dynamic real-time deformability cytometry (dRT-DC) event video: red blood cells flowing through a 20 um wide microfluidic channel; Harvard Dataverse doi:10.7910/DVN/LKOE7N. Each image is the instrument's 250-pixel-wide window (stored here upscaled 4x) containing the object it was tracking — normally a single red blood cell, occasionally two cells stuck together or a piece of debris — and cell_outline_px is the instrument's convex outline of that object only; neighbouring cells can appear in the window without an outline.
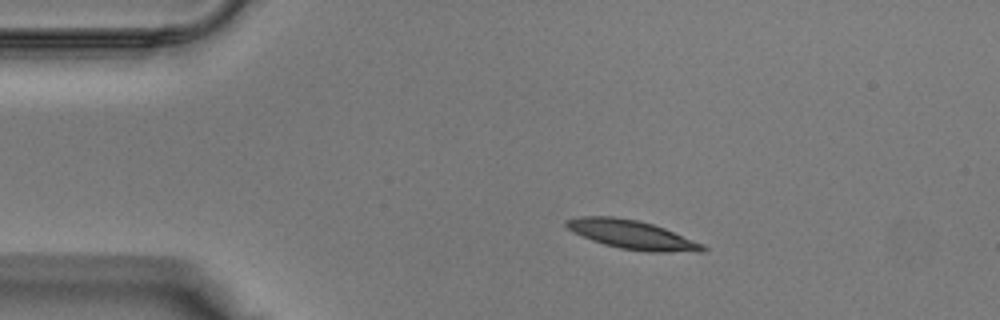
{"species": "Egyptian fruit bat (a non-hibernating species)", "species_latin": "Rousettus aegyptiacus", "temperature_condition": "warm", "stored_images_in_passage": 39, "camera_frame_rate_fps": 3000, "um_per_image_px": 0.085, "animal": {"sex": "male"}, "frame": {"image": 1, "passage_image": 7, "time_ms": 2.0, "image_size_px": [1000, 320], "cell_outline_px": [[708, 248], [700, 252], [648, 252], [620, 248], [604, 244], [592, 240], [568, 228], [564, 224], [564, 220], [580, 216], [612, 216], [636, 220], [652, 224], [664, 228], [704, 244]], "centroid_in_image_um": [53.75, 19.95], "position_along_channel_um": 31.3, "area_um2": 22.72}}
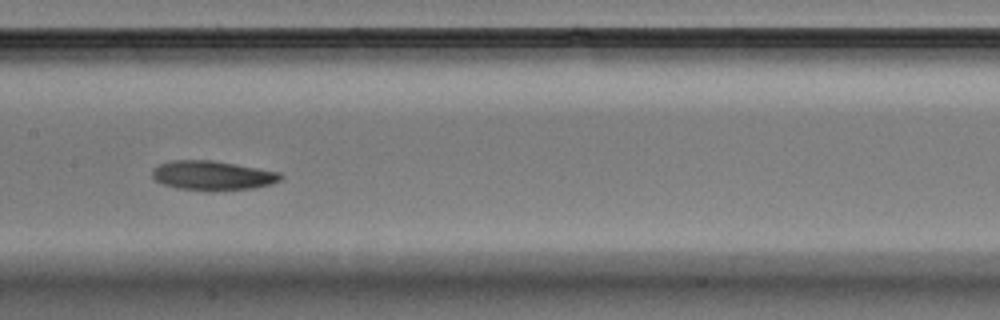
{"frame": {"image": 2, "passage_image": 19, "time_ms": 6.0, "image_size_px": [1000, 320], "cell_outline_px": [[284, 176], [280, 180], [272, 184], [252, 188], [212, 192], [204, 192], [176, 188], [164, 184], [156, 180], [152, 176], [152, 172], [160, 164], [172, 160], [212, 160], [236, 164], [280, 172]], "centroid_in_image_um": [18.09, 14.94], "position_along_channel_um": 189.3, "area_um2": 22.25}}
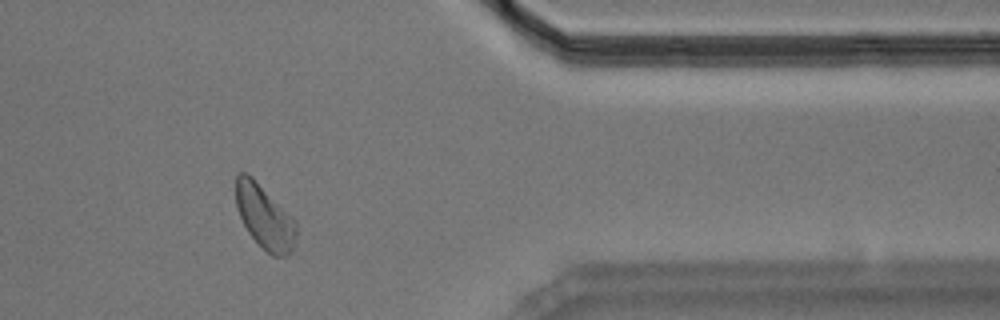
{"frame": {"image": 3, "passage_image": 32, "time_ms": 10.333, "image_size_px": [1000, 320], "cell_outline_px": [[296, 236], [292, 252], [288, 256], [272, 256], [248, 232], [236, 208], [236, 172], [248, 172], [296, 220]], "centroid_in_image_um": [22.5, 18.41], "position_along_channel_um": 388.9, "area_um2": 22.48}}